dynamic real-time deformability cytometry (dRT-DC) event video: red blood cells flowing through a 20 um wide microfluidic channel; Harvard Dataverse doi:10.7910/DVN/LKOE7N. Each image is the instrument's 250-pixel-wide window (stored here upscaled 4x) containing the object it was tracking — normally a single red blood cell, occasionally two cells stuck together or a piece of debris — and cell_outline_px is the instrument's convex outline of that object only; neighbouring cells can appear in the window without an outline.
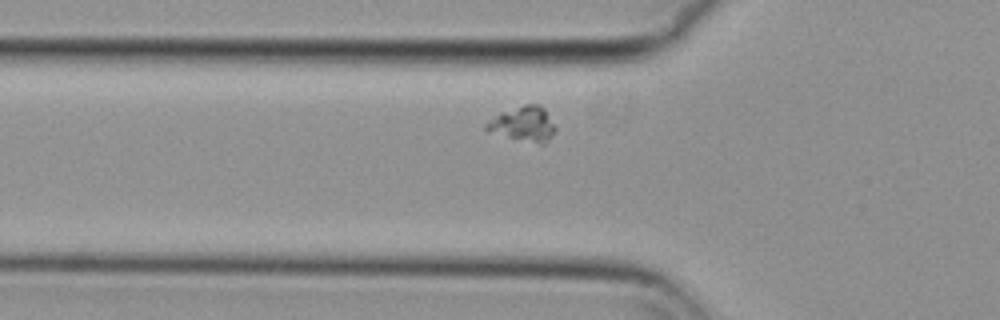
{"species": "common noctule bat (a hibernating species)", "species_latin": "Nyctalus noctula", "temperature_condition": "cold", "stored_images_in_passage": 37, "camera_frame_rate_fps": 3000, "um_per_image_px": 0.085, "animal": {"sex": "female", "body_mass_g": 29.2, "forearm_length_mm": 56.3}, "frame": {"image": 1, "passage_image": 7, "time_ms": 2.0, "image_size_px": [1000, 320], "cell_outline_px": [[556, 128], [552, 136], [544, 144], [540, 144], [488, 132], [484, 128], [484, 124], [500, 112], [524, 104], [540, 104], [544, 108]], "centroid_in_image_um": [44.47, 10.53], "position_along_channel_um": 81.3, "area_um2": 13.99}}
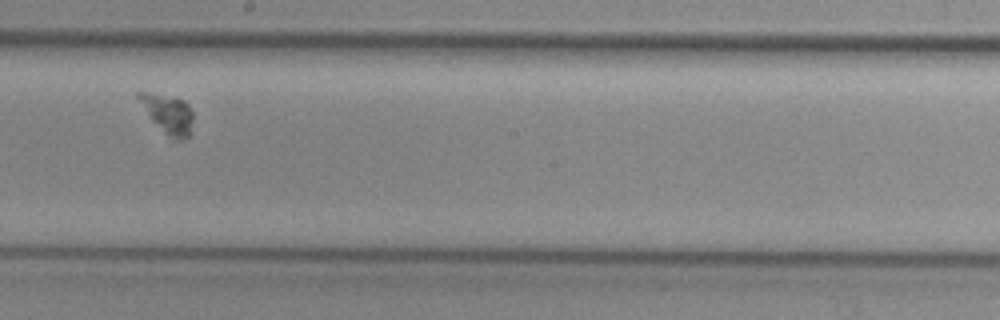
{"frame": {"image": 2, "passage_image": 20, "time_ms": 6.333, "image_size_px": [1000, 320], "cell_outline_px": [[192, 120], [188, 136], [180, 140], [172, 140], [152, 120], [136, 96], [136, 92], [144, 92], [184, 100], [188, 104], [192, 112]], "centroid_in_image_um": [14.28, 9.7], "position_along_channel_um": 233.9, "area_um2": 11.91}}
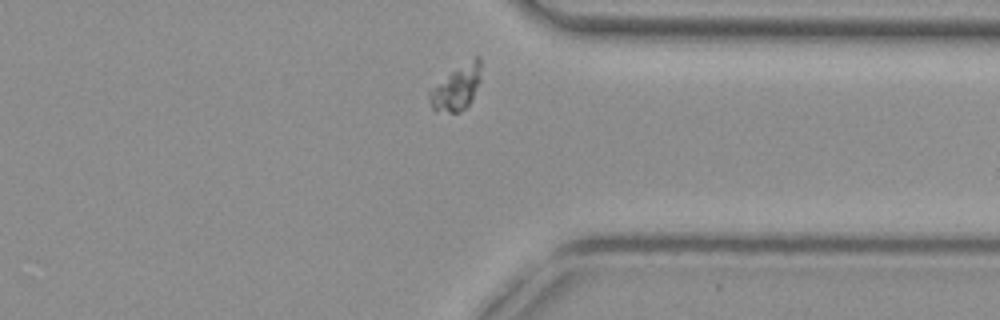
{"frame": {"image": 3, "passage_image": 32, "time_ms": 10.333, "image_size_px": [1000, 320], "cell_outline_px": [[480, 80], [468, 104], [460, 112], [448, 112], [432, 108], [428, 100], [428, 92], [452, 72], [476, 56], [480, 56]], "centroid_in_image_um": [38.8, 7.47], "position_along_channel_um": 372.6, "area_um2": 12.72}}